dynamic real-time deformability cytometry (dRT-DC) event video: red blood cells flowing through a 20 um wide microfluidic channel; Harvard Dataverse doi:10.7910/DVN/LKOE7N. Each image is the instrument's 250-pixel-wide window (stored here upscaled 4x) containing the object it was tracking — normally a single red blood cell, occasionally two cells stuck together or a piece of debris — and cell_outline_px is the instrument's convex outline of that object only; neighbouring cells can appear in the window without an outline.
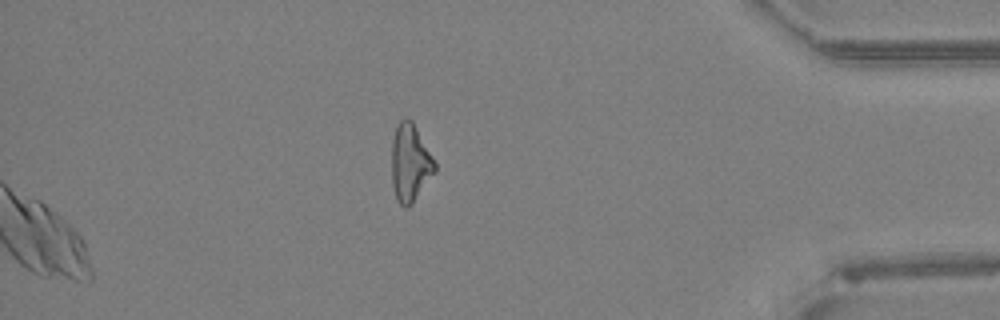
{"species": "Egyptian fruit bat (a non-hibernating species)", "species_latin": "Rousettus aegyptiacus", "temperature_condition": "warm", "stored_images_in_passage": 47, "camera_frame_rate_fps": 3000, "um_per_image_px": 0.085, "animal": {"sex": "female"}, "frame": {"image": 1, "passage_image": 47, "time_ms": 15.333, "image_size_px": [1000, 320], "cell_outline_px": [[436, 172], [412, 204], [408, 208], [404, 208], [396, 200], [392, 184], [392, 140], [396, 128], [400, 120], [404, 116], [408, 116], [412, 120], [432, 156], [436, 164]], "centroid_in_image_um": [34.86, 13.86], "position_along_channel_um": 400.3, "area_um2": 19.71}}